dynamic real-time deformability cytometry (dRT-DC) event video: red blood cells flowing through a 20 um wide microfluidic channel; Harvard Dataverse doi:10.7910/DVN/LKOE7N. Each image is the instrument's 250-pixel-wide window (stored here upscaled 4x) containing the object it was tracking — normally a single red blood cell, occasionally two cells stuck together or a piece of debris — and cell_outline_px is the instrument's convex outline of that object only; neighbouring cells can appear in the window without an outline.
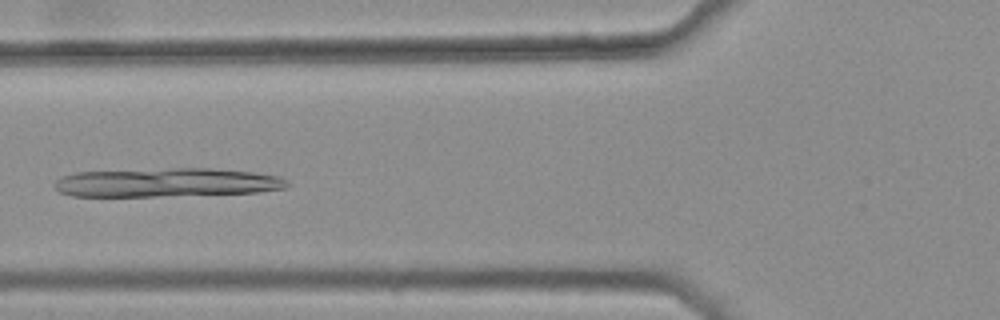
{"species": "common noctule bat (a hibernating species)", "species_latin": "Nyctalus noctula", "temperature_condition": "warm", "stored_images_in_passage": 43, "camera_frame_rate_fps": 3000, "um_per_image_px": 0.085, "animal": {"sex": "female", "body_mass_g": 25.1}, "frame": {"image": 1, "passage_image": 19, "time_ms": 6.0, "image_size_px": [1000, 320], "cell_outline_px": [[292, 184], [288, 188], [260, 192], [156, 196], [72, 196], [60, 192], [52, 184], [60, 176], [76, 172], [172, 168], [212, 168], [252, 172], [276, 176], [288, 180]], "centroid_in_image_um": [14.18, 15.51], "position_along_channel_um": 111.6, "area_um2": 39.25}}
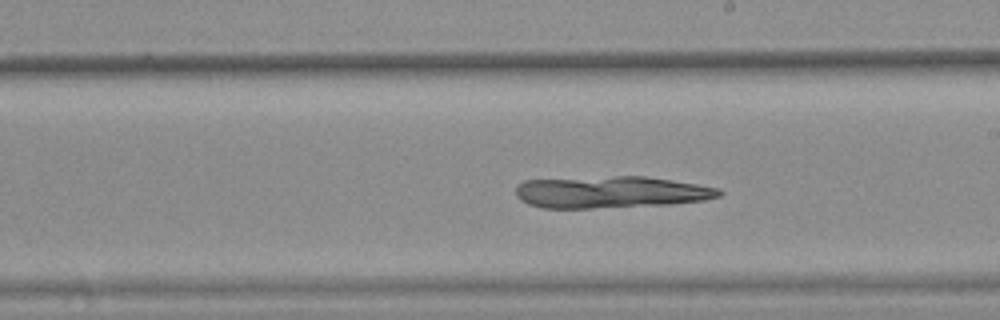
{"frame": {"image": 2, "passage_image": 29, "time_ms": 9.333, "image_size_px": [1000, 320], "cell_outline_px": [[724, 192], [720, 196], [704, 200], [672, 204], [592, 208], [540, 208], [528, 204], [520, 200], [516, 196], [516, 184], [524, 180], [616, 176], [644, 176], [672, 180], [720, 188]], "centroid_in_image_um": [51.9, 16.33], "position_along_channel_um": 237.1, "area_um2": 37.92}}
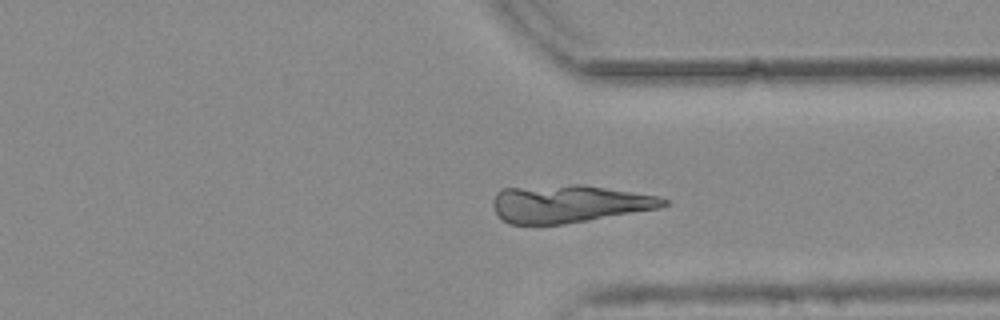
{"frame": {"image": 3, "passage_image": 39, "time_ms": 12.667, "image_size_px": [1000, 320], "cell_outline_px": [[668, 204], [660, 208], [564, 224], [536, 228], [508, 224], [496, 216], [492, 204], [492, 200], [496, 192], [500, 188], [572, 184], [584, 184], [660, 196], [668, 200]], "centroid_in_image_um": [48.26, 17.35], "position_along_channel_um": 363.1, "area_um2": 38.67}}